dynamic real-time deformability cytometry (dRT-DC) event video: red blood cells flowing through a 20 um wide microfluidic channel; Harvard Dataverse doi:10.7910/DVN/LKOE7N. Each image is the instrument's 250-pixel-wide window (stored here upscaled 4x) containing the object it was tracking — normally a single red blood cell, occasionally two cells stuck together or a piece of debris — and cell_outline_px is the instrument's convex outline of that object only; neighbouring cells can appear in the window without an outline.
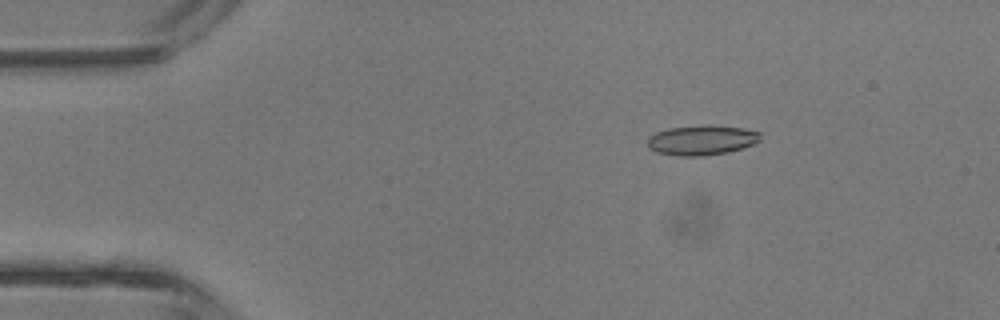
{"species": "common noctule bat (a hibernating species)", "species_latin": "Nyctalus noctula", "temperature_condition": "room temperature", "stored_images_in_passage": 4, "camera_frame_rate_fps": 3000, "um_per_image_px": 0.085, "animal": {"sex": "male", "body_mass_g": 13.3}, "frame": {"image": 1, "passage_image": 2, "time_ms": 1.0, "image_size_px": [1000, 320], "cell_outline_px": [[760, 140], [752, 144], [728, 152], [700, 156], [676, 156], [656, 152], [648, 148], [648, 136], [656, 132], [668, 128], [708, 124], [740, 128], [760, 132]], "centroid_in_image_um": [59.59, 11.91], "position_along_channel_um": 25.4, "area_um2": 19.65}}
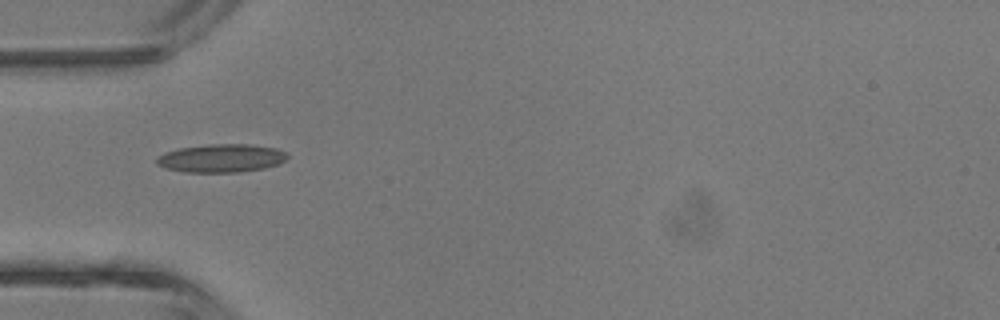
{"frame": {"image": 2, "passage_image": 4, "time_ms": 3.333, "image_size_px": [1000, 320], "cell_outline_px": [[288, 156], [280, 164], [264, 168], [240, 172], [184, 172], [164, 168], [156, 164], [156, 156], [164, 152], [180, 148], [208, 144], [252, 144], [276, 148], [284, 152]], "centroid_in_image_um": [18.78, 13.44], "position_along_channel_um": 66.2, "area_um2": 21.68}}